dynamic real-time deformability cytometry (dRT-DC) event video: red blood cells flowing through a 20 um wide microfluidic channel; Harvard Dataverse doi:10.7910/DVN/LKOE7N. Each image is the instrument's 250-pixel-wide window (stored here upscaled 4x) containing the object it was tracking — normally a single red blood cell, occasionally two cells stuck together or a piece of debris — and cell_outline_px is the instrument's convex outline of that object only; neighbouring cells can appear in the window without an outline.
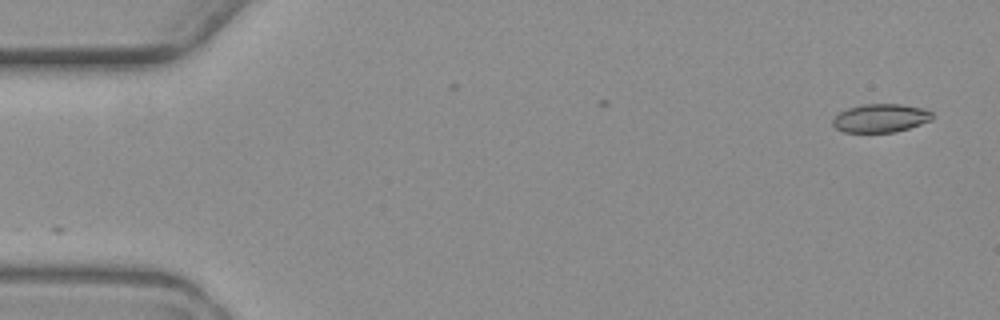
{"species": "common noctule bat (a hibernating species)", "species_latin": "Nyctalus noctula", "temperature_condition": "warm", "stored_images_in_passage": 2, "camera_frame_rate_fps": 3000, "um_per_image_px": 0.085, "animal": {"sex": "female", "body_mass_g": 19.3, "forearm_length_mm": 54.1}, "frame": {"image": 1, "passage_image": 2, "time_ms": 1.0, "image_size_px": [1000, 320], "cell_outline_px": [[932, 120], [896, 132], [844, 132], [836, 128], [832, 124], [832, 120], [840, 112], [848, 108], [860, 104], [900, 104], [924, 108], [932, 112]], "centroid_in_image_um": [74.85, 10.03], "position_along_channel_um": 10.1, "area_um2": 16.47}}